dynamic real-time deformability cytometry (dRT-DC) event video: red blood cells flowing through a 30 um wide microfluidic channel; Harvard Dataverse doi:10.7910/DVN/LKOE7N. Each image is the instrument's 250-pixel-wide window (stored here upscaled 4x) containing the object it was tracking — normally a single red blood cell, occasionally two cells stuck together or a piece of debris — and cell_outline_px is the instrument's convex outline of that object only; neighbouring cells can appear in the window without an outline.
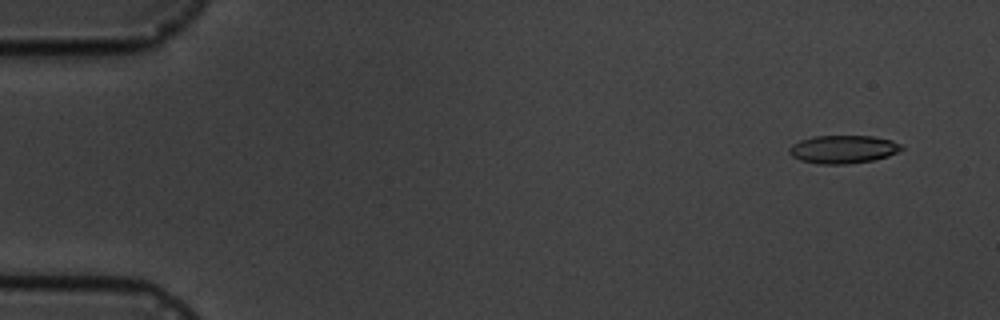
{"species": "common noctule bat (a hibernating species)", "species_latin": "Nyctalus noctula", "temperature_condition": "cold", "stored_images_in_passage": 6, "camera_frame_rate_fps": 3000, "um_per_image_px": 0.085, "animal": {"sex": "male", "body_mass_g": 19.5, "forearm_length_mm": 54.6}, "frame": {"image": 1, "passage_image": 1, "time_ms": 0.0, "image_size_px": [1000, 320], "cell_outline_px": [[904, 148], [888, 156], [872, 160], [848, 164], [816, 164], [800, 160], [792, 156], [788, 152], [788, 148], [792, 144], [800, 140], [812, 136], [872, 136], [892, 140], [900, 144]], "centroid_in_image_um": [71.62, 12.69], "position_along_channel_um": 13.4, "area_um2": 18.44}}
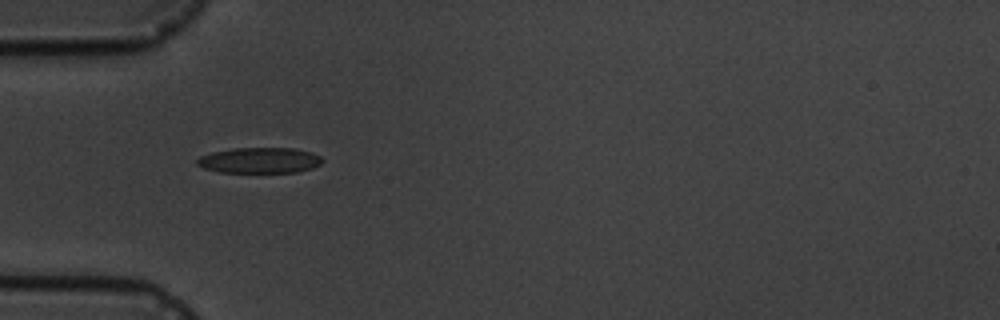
{"frame": {"image": 2, "passage_image": 5, "time_ms": 4.667, "image_size_px": [1000, 320], "cell_outline_px": [[324, 160], [320, 164], [312, 168], [296, 172], [220, 172], [204, 168], [196, 164], [196, 160], [200, 156], [212, 152], [232, 148], [292, 148], [312, 152], [320, 156]], "centroid_in_image_um": [22.06, 13.62], "position_along_channel_um": 62.9, "area_um2": 18.73}}
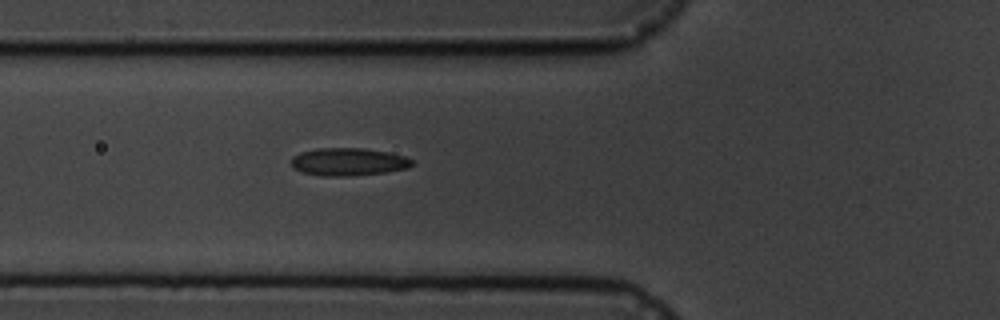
{"frame": {"image": 3, "passage_image": 6, "time_ms": 5.667, "image_size_px": [1000, 320], "cell_outline_px": [[412, 164], [408, 168], [384, 172], [348, 176], [320, 176], [300, 172], [292, 168], [292, 156], [300, 152], [316, 148], [364, 148], [388, 152], [404, 156], [412, 160]], "centroid_in_image_um": [29.55, 13.75], "position_along_channel_um": 96.2, "area_um2": 19.59}}